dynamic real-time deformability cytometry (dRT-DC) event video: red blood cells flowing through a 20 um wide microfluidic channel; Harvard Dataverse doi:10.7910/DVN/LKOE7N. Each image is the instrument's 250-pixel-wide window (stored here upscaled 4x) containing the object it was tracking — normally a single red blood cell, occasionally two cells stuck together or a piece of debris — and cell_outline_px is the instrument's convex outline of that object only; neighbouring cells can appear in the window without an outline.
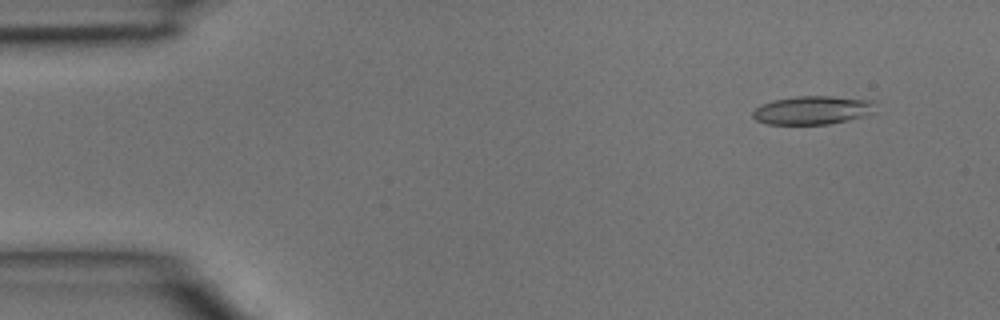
{"species": "common noctule bat (a hibernating species)", "species_latin": "Nyctalus noctula", "temperature_condition": "room temperature", "stored_images_in_passage": 4, "camera_frame_rate_fps": 3000, "um_per_image_px": 0.085, "animal": {"sex": "male", "body_mass_g": 15.6}, "frame": {"image": 1, "passage_image": 1, "time_ms": 0.0, "image_size_px": [1000, 320], "cell_outline_px": [[876, 112], [848, 120], [828, 124], [768, 124], [756, 120], [752, 116], [752, 112], [760, 104], [772, 100], [796, 96], [828, 96], [872, 100]], "centroid_in_image_um": [69.04, 9.36], "position_along_channel_um": 16.0, "area_um2": 20.35}}